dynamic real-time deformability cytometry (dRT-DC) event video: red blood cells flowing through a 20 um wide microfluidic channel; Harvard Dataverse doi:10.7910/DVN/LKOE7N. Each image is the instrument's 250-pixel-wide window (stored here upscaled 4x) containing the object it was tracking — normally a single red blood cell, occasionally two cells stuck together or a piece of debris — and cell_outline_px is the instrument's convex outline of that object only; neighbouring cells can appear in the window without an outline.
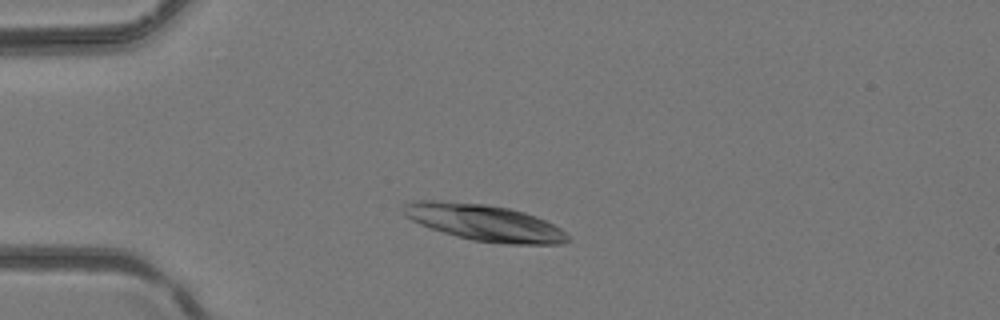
{"species": "common noctule bat (a hibernating species)", "species_latin": "Nyctalus noctula", "temperature_condition": "room temperature", "stored_images_in_passage": 38, "camera_frame_rate_fps": 3000, "um_per_image_px": 0.085, "animal": {"sex": "female", "body_mass_g": 24.6, "forearm_length_mm": 56.2}, "frame": {"image": 1, "passage_image": 7, "time_ms": 2.0, "image_size_px": [1000, 320], "cell_outline_px": [[568, 240], [548, 244], [532, 244], [476, 240], [460, 236], [424, 224], [416, 220], [412, 216], [416, 204], [476, 204], [504, 208], [520, 212], [532, 216], [552, 224]], "centroid_in_image_um": [41.46, 19.0], "position_along_channel_um": 43.5, "area_um2": 29.94}}
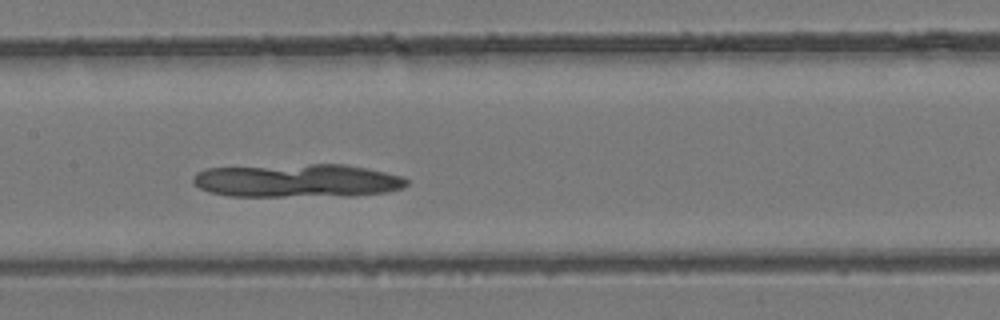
{"frame": {"image": 2, "passage_image": 17, "time_ms": 5.333, "image_size_px": [1000, 320], "cell_outline_px": [[408, 180], [404, 184], [396, 188], [376, 192], [276, 196], [236, 196], [216, 192], [204, 188], [196, 184], [196, 176], [200, 172], [212, 168], [316, 164], [336, 164], [360, 168], [380, 172], [396, 176]], "centroid_in_image_um": [25.15, 15.33], "position_along_channel_um": 182.3, "area_um2": 38.44}}
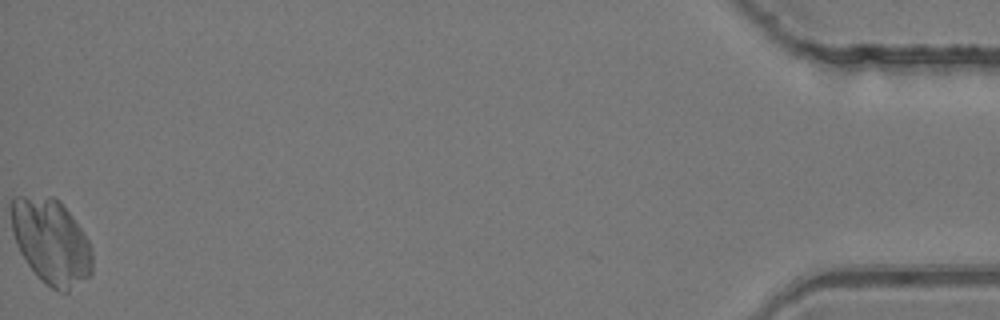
{"frame": {"image": 3, "passage_image": 38, "time_ms": 12.333, "image_size_px": [1000, 320], "cell_outline_px": [[88, 276], [56, 288], [48, 284], [32, 268], [24, 256], [16, 240], [12, 228], [12, 200], [56, 200], [64, 208], [88, 244]], "centroid_in_image_um": [4.26, 20.5], "position_along_channel_um": 430.9, "area_um2": 35.32}}